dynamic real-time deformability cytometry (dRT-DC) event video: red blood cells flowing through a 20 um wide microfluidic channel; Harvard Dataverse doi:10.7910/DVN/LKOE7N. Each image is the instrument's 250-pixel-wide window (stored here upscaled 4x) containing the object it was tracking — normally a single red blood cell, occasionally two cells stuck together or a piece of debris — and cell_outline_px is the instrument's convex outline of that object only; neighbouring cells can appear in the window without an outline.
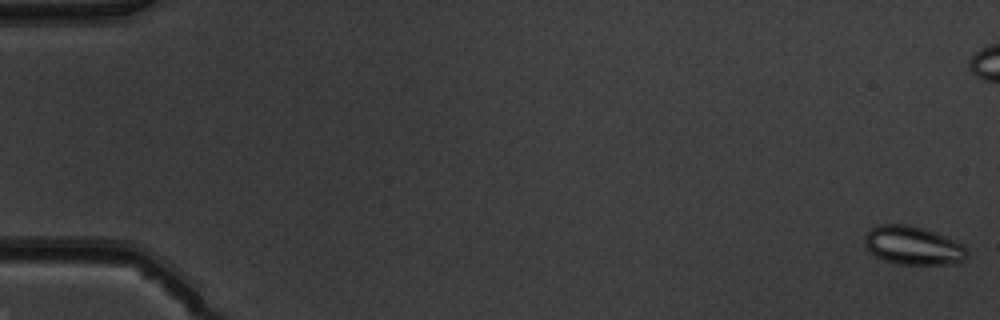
{"species": "common noctule bat (a hibernating species)", "species_latin": "Nyctalus noctula", "temperature_condition": "warm", "stored_images_in_passage": 53, "camera_frame_rate_fps": 3000, "um_per_image_px": 0.085, "animal": {"sex": "male", "body_mass_g": 19.5, "forearm_length_mm": 54.6}, "frame": {"image": 1, "passage_image": 1, "time_ms": 0.0, "image_size_px": [1000, 320], "cell_outline_px": [[968, 256], [964, 260], [948, 264], [896, 264], [884, 260], [876, 256], [864, 244], [864, 236], [872, 228], [880, 224], [908, 224], [924, 228], [944, 236], [968, 248]], "centroid_in_image_um": [77.6, 20.86], "position_along_channel_um": 7.4, "area_um2": 22.83}}
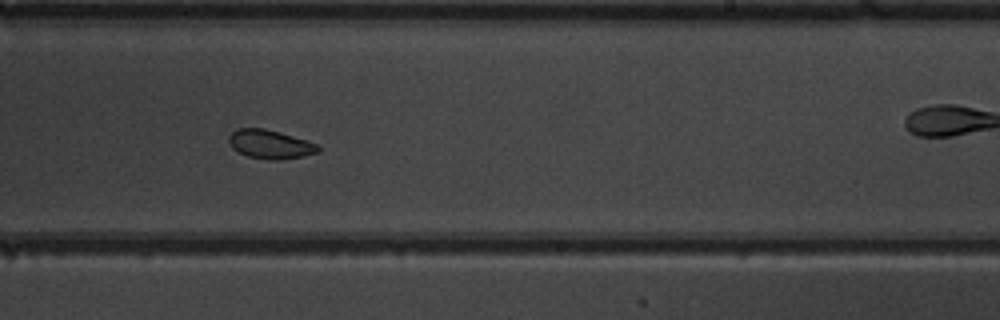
{"frame": {"image": 2, "passage_image": 33, "time_ms": 10.667, "image_size_px": [1000, 320], "cell_outline_px": [[320, 148], [316, 152], [304, 156], [280, 160], [268, 160], [248, 156], [232, 148], [228, 140], [228, 136], [236, 128], [264, 128], [280, 132], [316, 144]], "centroid_in_image_um": [22.91, 12.26], "position_along_channel_um": 266.1, "area_um2": 14.85}}
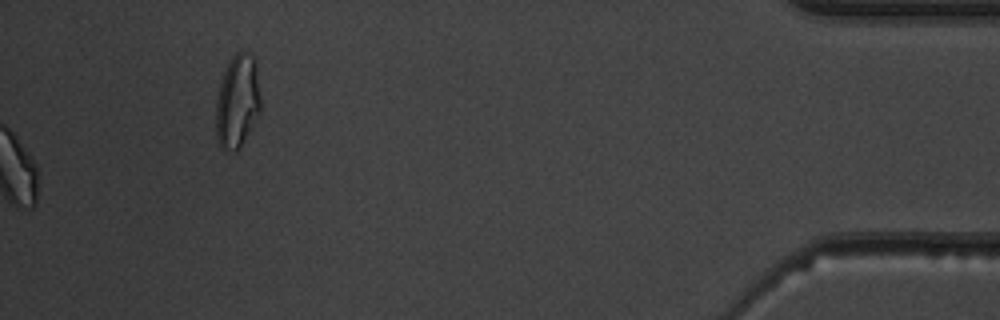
{"frame": {"image": 3, "passage_image": 53, "time_ms": 17.333, "image_size_px": [1000, 320], "cell_outline_px": [[260, 112], [240, 148], [224, 152], [220, 148], [216, 140], [216, 100], [220, 80], [232, 56], [236, 52], [244, 52], [252, 56], [256, 60], [260, 96]], "centroid_in_image_um": [20.17, 8.64], "position_along_channel_um": 415.0, "area_um2": 24.51}, "authors_computed_cell_mechanics": {"area_um2": 18.0914, "velocity_mm_per_s": 3.986, "shape_relaxation_time_tau1_ms": 2.0546, "shape_relaxation_time_tau2_ms": 2.7843, "deformation_change_tau1": 0.0734, "deformation_change_tau2": 0.0782}}